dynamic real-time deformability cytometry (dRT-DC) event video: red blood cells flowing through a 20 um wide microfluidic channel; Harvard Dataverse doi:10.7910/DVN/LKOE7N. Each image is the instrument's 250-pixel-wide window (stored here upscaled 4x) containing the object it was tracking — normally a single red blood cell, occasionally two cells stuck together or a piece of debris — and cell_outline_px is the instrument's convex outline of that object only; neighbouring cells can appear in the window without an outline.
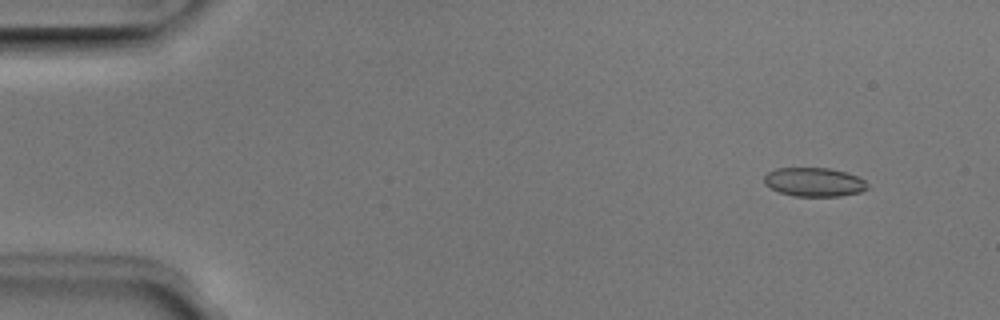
{"species": "Egyptian fruit bat (a non-hibernating species)", "species_latin": "Rousettus aegyptiacus", "temperature_condition": "room temperature", "stored_images_in_passage": 51, "camera_frame_rate_fps": 3000, "um_per_image_px": 0.085, "animal": {"sex": "male"}, "frame": {"image": 1, "passage_image": 5, "time_ms": 1.333, "image_size_px": [1000, 320], "cell_outline_px": [[868, 188], [860, 192], [840, 196], [792, 196], [780, 192], [764, 184], [764, 176], [768, 172], [776, 168], [828, 168], [844, 172], [856, 176], [864, 180], [868, 184]], "centroid_in_image_um": [69.19, 15.48], "position_along_channel_um": 15.8, "area_um2": 17.28}}
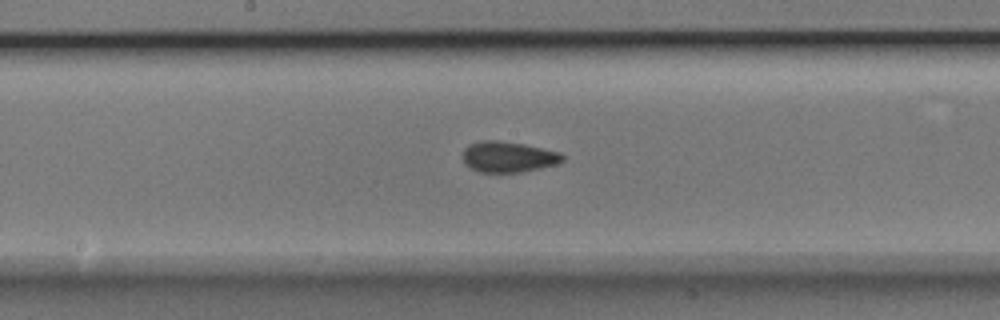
{"frame": {"image": 2, "passage_image": 27, "time_ms": 8.667, "image_size_px": [1000, 320], "cell_outline_px": [[564, 160], [556, 164], [540, 168], [520, 172], [480, 172], [468, 168], [464, 164], [464, 148], [480, 140], [496, 140], [524, 144], [560, 152], [564, 156]], "centroid_in_image_um": [43.19, 13.33], "position_along_channel_um": 205.0, "area_um2": 17.86}}
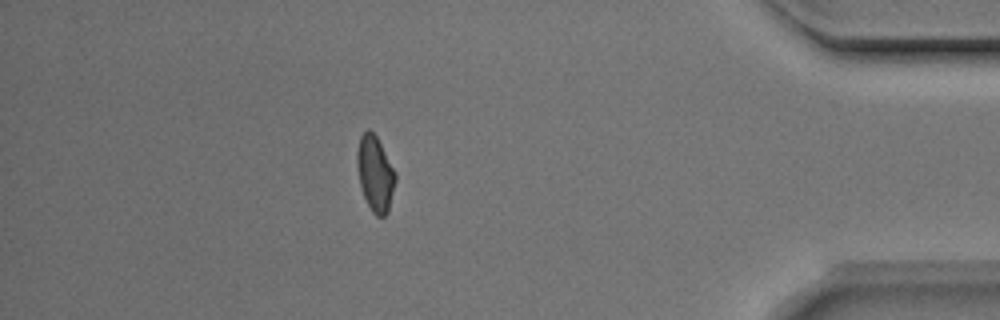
{"frame": {"image": 3, "passage_image": 45, "time_ms": 14.667, "image_size_px": [1000, 320], "cell_outline_px": [[396, 180], [388, 212], [384, 216], [376, 216], [372, 212], [364, 196], [360, 184], [356, 164], [356, 152], [360, 136], [368, 128], [376, 136], [396, 172]], "centroid_in_image_um": [31.88, 14.75], "position_along_channel_um": 403.3, "area_um2": 16.82}, "authors_computed_cell_mechanics": {"area_um2": 17.5712, "velocity_mm_per_s": 4.0184, "shape_relaxation_time_tau1_ms": 5.6718, "shape_relaxation_time_tau2_ms": 1.6348, "deformation_change_tau1": 0.1531, "deformation_change_tau2": 0.0618}}